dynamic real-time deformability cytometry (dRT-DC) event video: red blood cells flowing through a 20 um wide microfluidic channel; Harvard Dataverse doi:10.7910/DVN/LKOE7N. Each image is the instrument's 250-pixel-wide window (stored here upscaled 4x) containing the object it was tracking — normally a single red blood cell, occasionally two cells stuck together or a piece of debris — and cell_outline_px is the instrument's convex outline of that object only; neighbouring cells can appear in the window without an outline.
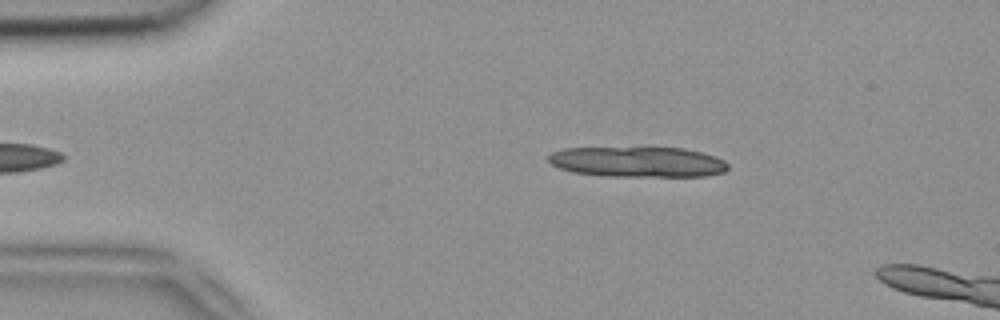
{"species": "common noctule bat (a hibernating species)", "species_latin": "Nyctalus noctula", "temperature_condition": "room temperature", "stored_images_in_passage": 9, "camera_frame_rate_fps": 3000, "um_per_image_px": 0.085, "animal": {"sex": "female", "body_mass_g": 18.4}, "frame": {"image": 1, "passage_image": 4, "time_ms": 1.0, "image_size_px": [1000, 320], "cell_outline_px": [[728, 168], [724, 172], [704, 176], [608, 176], [572, 172], [560, 168], [552, 164], [548, 160], [548, 156], [552, 152], [560, 148], [652, 144], [684, 148], [716, 156], [724, 160], [728, 164]], "centroid_in_image_um": [54.18, 13.69], "position_along_channel_um": 30.8, "area_um2": 33.52}}